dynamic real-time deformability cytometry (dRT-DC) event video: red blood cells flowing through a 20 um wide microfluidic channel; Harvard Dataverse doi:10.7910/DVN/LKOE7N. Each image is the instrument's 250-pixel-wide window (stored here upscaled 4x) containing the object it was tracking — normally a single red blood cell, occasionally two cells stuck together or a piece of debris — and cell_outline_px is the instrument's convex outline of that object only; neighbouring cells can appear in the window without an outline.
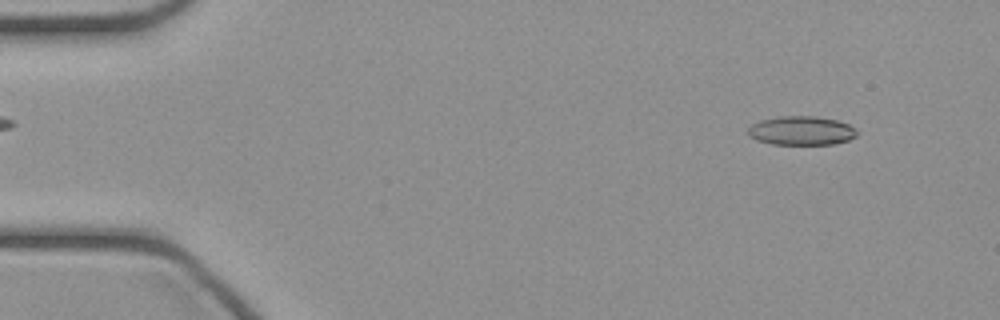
{"species": "common noctule bat (a hibernating species)", "species_latin": "Nyctalus noctula", "temperature_condition": "cold", "stored_images_in_passage": 46, "camera_frame_rate_fps": 3000, "um_per_image_px": 0.085, "animal": {"sex": "female", "body_mass_g": 21.9}, "frame": {"image": 1, "passage_image": 4, "time_ms": 1.0, "image_size_px": [1000, 320], "cell_outline_px": [[860, 132], [856, 136], [848, 140], [832, 144], [772, 144], [756, 140], [748, 136], [748, 128], [752, 124], [760, 120], [780, 116], [816, 116], [836, 120], [848, 124], [856, 128]], "centroid_in_image_um": [68.12, 11.1], "position_along_channel_um": 16.9, "area_um2": 18.5}}
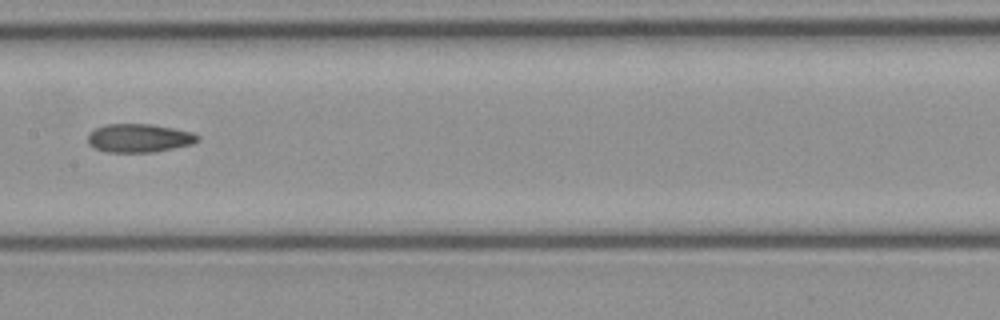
{"frame": {"image": 2, "passage_image": 23, "time_ms": 7.333, "image_size_px": [1000, 320], "cell_outline_px": [[200, 140], [192, 144], [156, 152], [104, 152], [88, 144], [88, 136], [96, 128], [108, 124], [152, 124], [192, 132], [200, 136]], "centroid_in_image_um": [11.85, 11.74], "position_along_channel_um": 195.5, "area_um2": 18.21}}
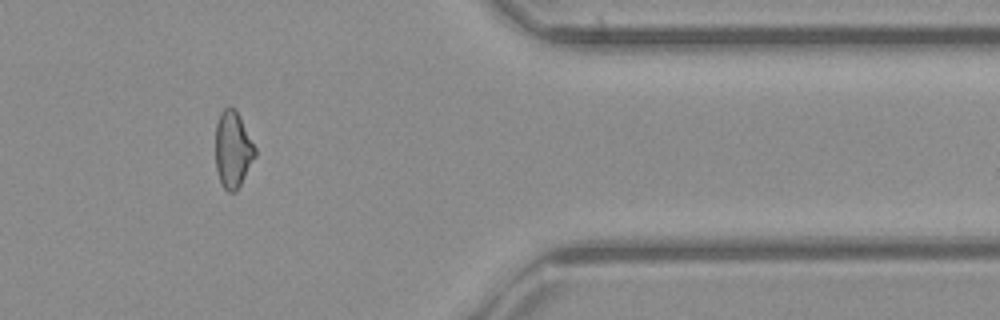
{"frame": {"image": 3, "passage_image": 38, "time_ms": 12.333, "image_size_px": [1000, 320], "cell_outline_px": [[256, 156], [236, 192], [228, 192], [220, 184], [216, 168], [216, 124], [220, 112], [228, 104], [236, 108], [256, 148]], "centroid_in_image_um": [19.79, 12.68], "position_along_channel_um": 391.6, "area_um2": 17.92}}